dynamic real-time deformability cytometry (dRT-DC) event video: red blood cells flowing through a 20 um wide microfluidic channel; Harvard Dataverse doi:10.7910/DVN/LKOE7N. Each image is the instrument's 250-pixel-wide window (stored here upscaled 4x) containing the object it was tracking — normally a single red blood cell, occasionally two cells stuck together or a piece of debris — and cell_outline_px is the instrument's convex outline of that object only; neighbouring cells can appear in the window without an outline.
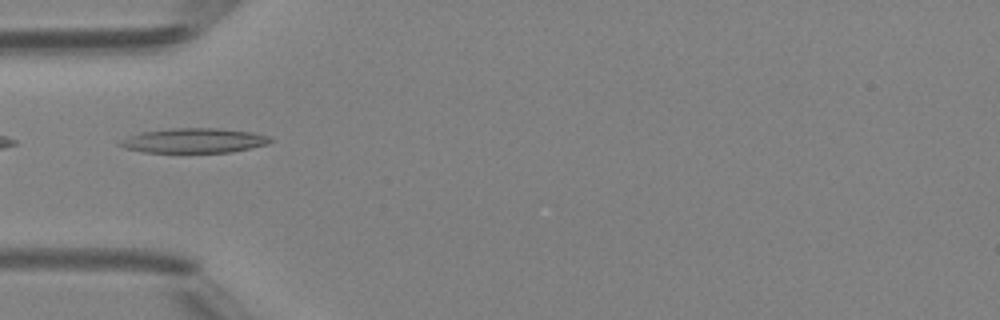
{"species": "Egyptian fruit bat (a non-hibernating species)", "species_latin": "Rousettus aegyptiacus", "temperature_condition": "room temperature", "stored_images_in_passage": 34, "camera_frame_rate_fps": 3000, "um_per_image_px": 0.085, "animal": {"sex": "female"}, "frame": {"image": 1, "passage_image": 1, "time_ms": 0.0, "image_size_px": [1000, 320], "cell_outline_px": [[272, 140], [268, 144], [232, 152], [144, 152], [124, 148], [116, 144], [120, 140], [128, 136], [140, 132], [172, 128], [220, 128], [252, 132], [268, 136]], "centroid_in_image_um": [16.45, 11.94], "position_along_channel_um": 68.5, "area_um2": 21.68}}
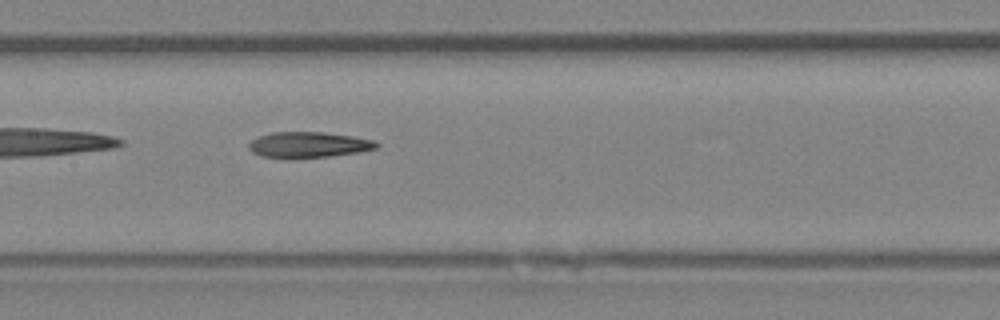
{"frame": {"image": 2, "passage_image": 9, "time_ms": 2.667, "image_size_px": [1000, 320], "cell_outline_px": [[380, 144], [376, 148], [360, 152], [328, 156], [260, 156], [252, 152], [248, 148], [248, 144], [252, 140], [260, 136], [272, 132], [324, 132], [352, 136], [372, 140]], "centroid_in_image_um": [26.24, 12.27], "position_along_channel_um": 181.2, "area_um2": 18.5}}
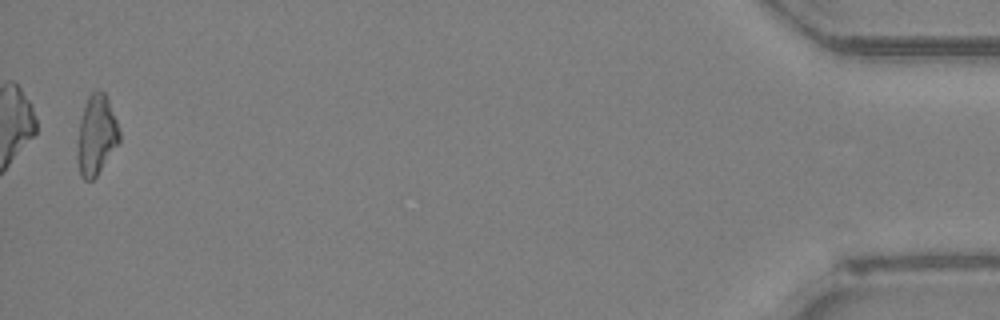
{"frame": {"image": 3, "passage_image": 33, "time_ms": 10.667, "image_size_px": [1000, 320], "cell_outline_px": [[120, 140], [96, 176], [92, 180], [84, 180], [80, 176], [76, 160], [76, 152], [80, 120], [88, 96], [96, 88], [100, 88], [104, 92], [108, 100], [116, 120], [120, 132]], "centroid_in_image_um": [8.16, 11.49], "position_along_channel_um": 427.0, "area_um2": 19.54}, "authors_computed_cell_mechanics": {"area_um2": 19.4208, "velocity_mm_per_s": 4.2529, "shape_relaxation_time_tau1_ms": null, "shape_relaxation_time_tau2_ms": 5.4694, "deformation_change_tau1": null, "deformation_change_tau2": 0.1626}}